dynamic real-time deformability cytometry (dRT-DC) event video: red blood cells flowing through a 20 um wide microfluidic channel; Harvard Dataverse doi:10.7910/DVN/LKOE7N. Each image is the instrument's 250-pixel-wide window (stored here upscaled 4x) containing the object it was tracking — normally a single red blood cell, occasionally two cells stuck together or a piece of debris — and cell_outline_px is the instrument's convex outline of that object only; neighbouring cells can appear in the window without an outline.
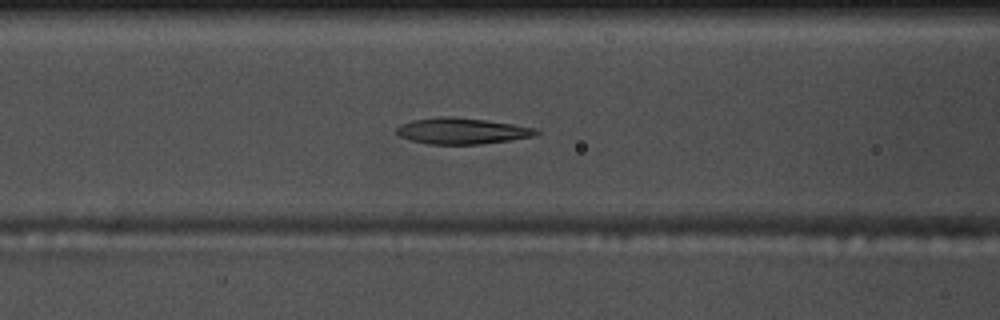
{"species": "common noctule bat (a hibernating species)", "species_latin": "Nyctalus noctula", "temperature_condition": "warm", "stored_images_in_passage": 55, "camera_frame_rate_fps": 3000, "um_per_image_px": 0.085, "animal": {"sex": "male", "body_mass_g": 17.5, "forearm_length_mm": 52.3}, "frame": {"image": 1, "passage_image": 22, "time_ms": 7.0, "image_size_px": [1000, 320], "cell_outline_px": [[540, 132], [532, 136], [508, 140], [480, 144], [428, 144], [412, 140], [400, 136], [396, 132], [396, 128], [400, 124], [412, 120], [440, 116], [452, 116], [488, 120], [536, 128]], "centroid_in_image_um": [39.23, 11.12], "position_along_channel_um": 127.4, "area_um2": 21.15}}
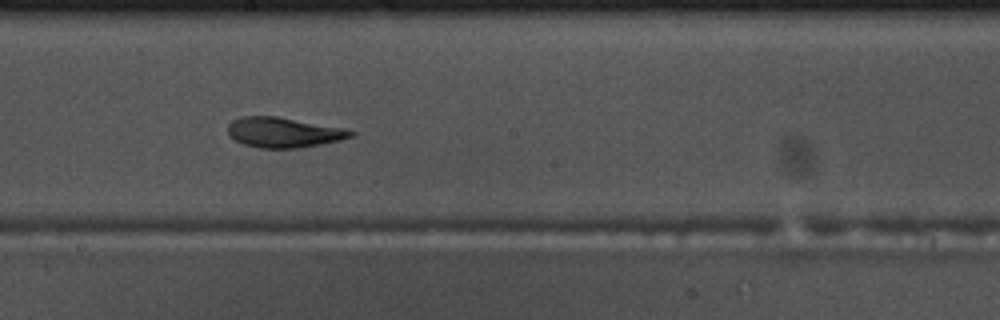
{"frame": {"image": 2, "passage_image": 30, "time_ms": 9.667, "image_size_px": [1000, 320], "cell_outline_px": [[356, 136], [340, 140], [300, 148], [260, 148], [244, 144], [228, 136], [228, 124], [232, 120], [240, 116], [276, 116], [344, 128], [356, 132]], "centroid_in_image_um": [24.1, 11.25], "position_along_channel_um": 224.1, "area_um2": 21.68}}
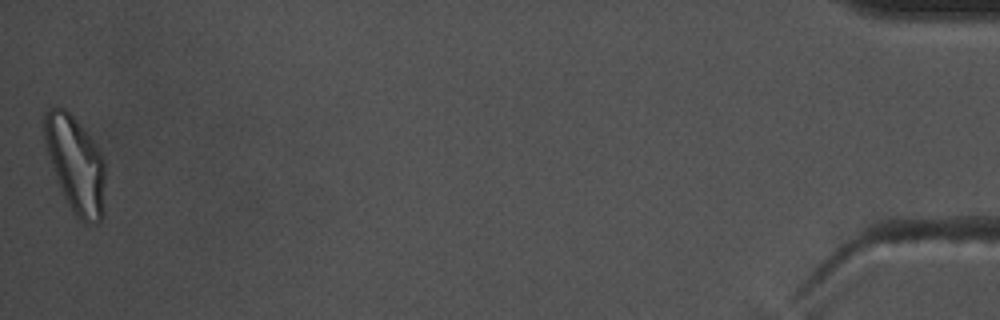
{"frame": {"image": 3, "passage_image": 55, "time_ms": 18.0, "image_size_px": [1000, 320], "cell_outline_px": [[104, 216], [96, 224], [88, 224], [80, 220], [76, 216], [68, 204], [64, 196], [52, 164], [44, 140], [44, 112], [48, 108], [64, 108], [76, 120], [96, 144], [104, 156]], "centroid_in_image_um": [6.45, 13.99], "position_along_channel_um": 428.7, "area_um2": 33.81}, "authors_computed_cell_mechanics": {"area_um2": 22.1952, "velocity_mm_per_s": 3.6478, "shape_relaxation_time_tau1_ms": 5.7203, "shape_relaxation_time_tau2_ms": 2.434, "deformation_change_tau1": 0.2048, "deformation_change_tau2": 0.104}}